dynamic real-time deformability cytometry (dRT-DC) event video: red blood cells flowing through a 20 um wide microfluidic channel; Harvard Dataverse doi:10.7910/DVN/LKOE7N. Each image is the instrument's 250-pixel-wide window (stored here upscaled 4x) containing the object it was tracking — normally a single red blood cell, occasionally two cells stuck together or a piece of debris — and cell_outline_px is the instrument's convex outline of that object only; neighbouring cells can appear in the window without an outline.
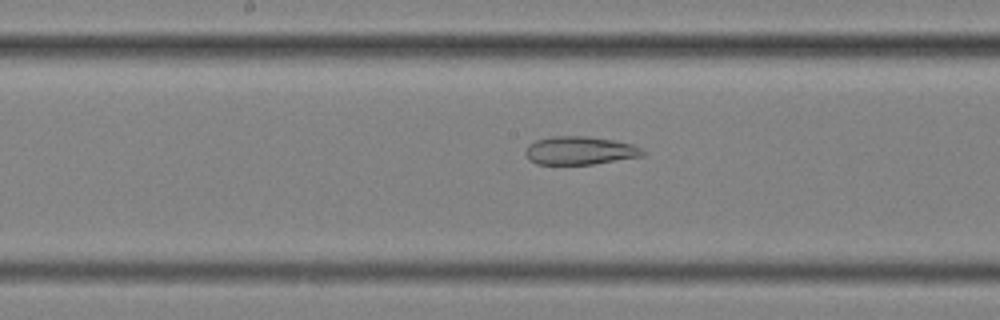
{"species": "common noctule bat (a hibernating species)", "species_latin": "Nyctalus noctula", "temperature_condition": "cold", "stored_images_in_passage": 54, "camera_frame_rate_fps": 3000, "um_per_image_px": 0.085, "animal": {"sex": "female", "body_mass_g": 25.1}, "frame": {"image": 1, "passage_image": 30, "time_ms": 9.667, "image_size_px": [1000, 320], "cell_outline_px": [[644, 156], [592, 164], [536, 164], [528, 160], [524, 152], [524, 148], [528, 144], [536, 140], [552, 136], [588, 136], [612, 140], [632, 144], [640, 148], [644, 152]], "centroid_in_image_um": [49.23, 12.8], "position_along_channel_um": 199.0, "area_um2": 19.36}}
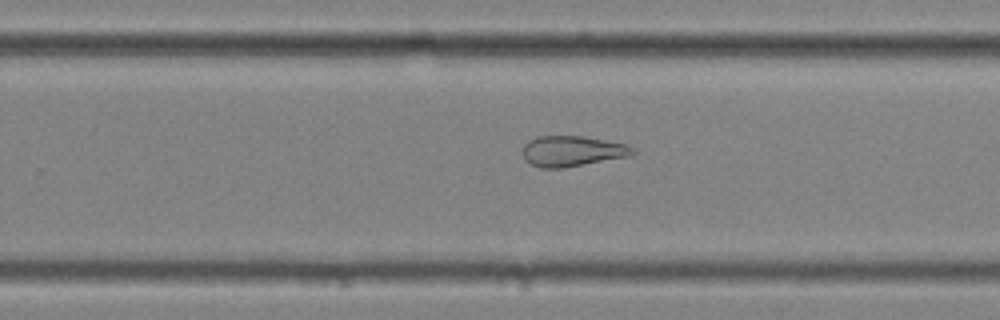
{"frame": {"image": 2, "passage_image": 37, "time_ms": 12.0, "image_size_px": [1000, 320], "cell_outline_px": [[636, 152], [628, 156], [560, 168], [540, 168], [528, 164], [524, 160], [524, 144], [528, 140], [536, 136], [584, 136], [628, 144], [636, 148]], "centroid_in_image_um": [48.62, 12.83], "position_along_channel_um": 281.2, "area_um2": 19.65}}
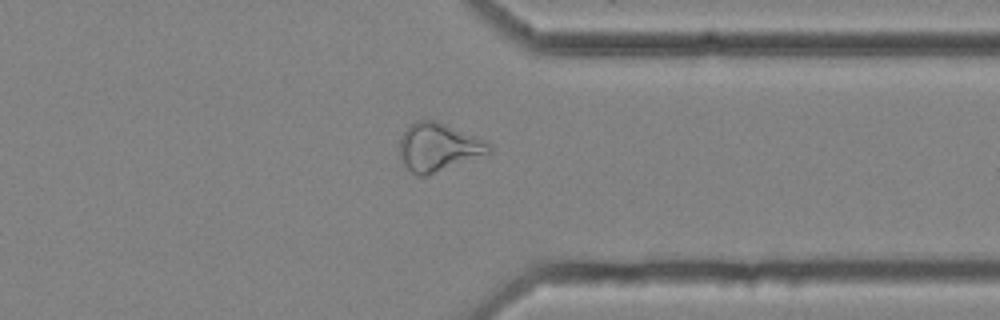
{"frame": {"image": 3, "passage_image": 45, "time_ms": 14.667, "image_size_px": [1000, 320], "cell_outline_px": [[492, 152], [424, 176], [416, 176], [400, 160], [400, 136], [408, 124], [416, 120], [436, 120], [476, 136], [492, 144]], "centroid_in_image_um": [37.24, 12.48], "position_along_channel_um": 374.2, "area_um2": 25.09}}